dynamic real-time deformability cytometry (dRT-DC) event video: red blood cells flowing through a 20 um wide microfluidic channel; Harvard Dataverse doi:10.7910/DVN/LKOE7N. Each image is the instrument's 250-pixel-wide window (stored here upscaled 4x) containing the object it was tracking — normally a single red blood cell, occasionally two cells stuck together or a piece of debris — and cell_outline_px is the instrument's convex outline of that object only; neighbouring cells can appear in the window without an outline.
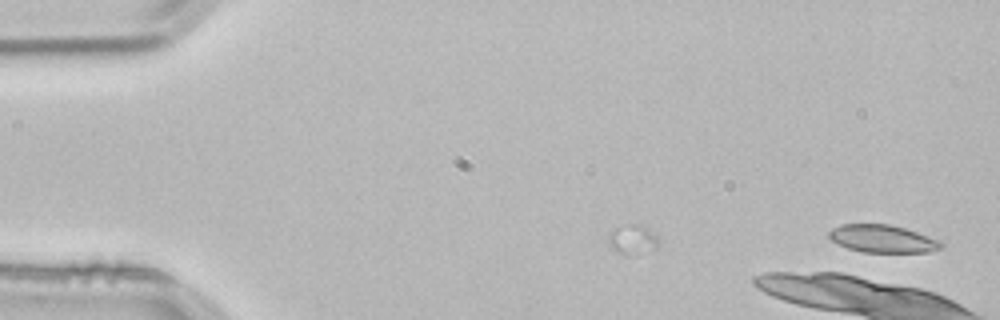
{"species": "common noctule bat (a hibernating species)", "species_latin": "Nyctalus noctula", "temperature_condition": "room temperature", "stored_images_in_passage": 2, "camera_frame_rate_fps": 3000, "um_per_image_px": 0.085, "animal": {"sex": "male", "body_mass_g": 21.5, "forearm_length_mm": 52.0}, "frame": {"image": 1, "passage_image": 2, "time_ms": 0.333, "image_size_px": [1000, 320], "cell_outline_px": [[944, 244], [940, 248], [928, 252], [864, 252], [848, 248], [832, 240], [828, 236], [828, 232], [832, 228], [840, 224], [888, 224], [904, 228], [940, 240]], "centroid_in_image_um": [75.01, 20.29], "position_along_channel_um": 10.0, "area_um2": 17.92}}